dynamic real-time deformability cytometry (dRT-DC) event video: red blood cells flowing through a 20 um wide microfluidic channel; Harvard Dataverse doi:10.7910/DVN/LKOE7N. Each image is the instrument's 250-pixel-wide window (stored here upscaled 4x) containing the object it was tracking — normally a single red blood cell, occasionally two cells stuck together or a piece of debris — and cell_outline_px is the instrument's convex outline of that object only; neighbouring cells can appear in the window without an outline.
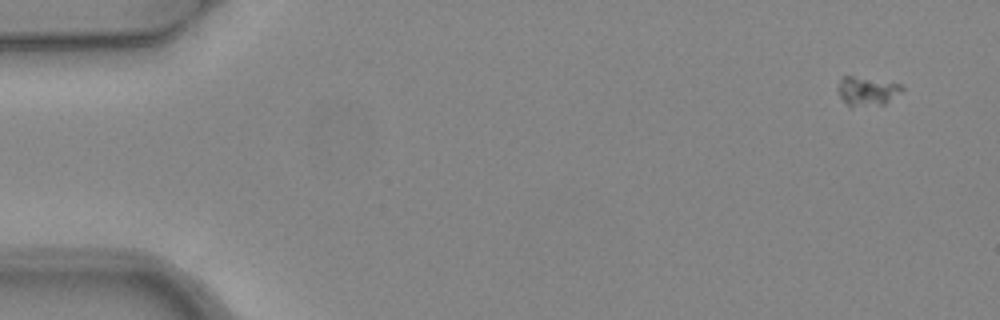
{"species": "common noctule bat (a hibernating species)", "species_latin": "Nyctalus noctula", "temperature_condition": "warm", "stored_images_in_passage": 4, "camera_frame_rate_fps": 3000, "um_per_image_px": 0.085, "animal": {"sex": "female", "body_mass_g": 24.6, "forearm_length_mm": 56.2}, "frame": {"image": 1, "passage_image": 1, "time_ms": 0.0, "image_size_px": [1000, 320], "cell_outline_px": [[904, 88], [900, 92], [884, 104], [852, 108], [848, 108], [840, 96], [840, 80], [844, 76], [852, 76], [900, 84]], "centroid_in_image_um": [73.68, 7.79], "position_along_channel_um": 11.3, "area_um2": 10.58}}